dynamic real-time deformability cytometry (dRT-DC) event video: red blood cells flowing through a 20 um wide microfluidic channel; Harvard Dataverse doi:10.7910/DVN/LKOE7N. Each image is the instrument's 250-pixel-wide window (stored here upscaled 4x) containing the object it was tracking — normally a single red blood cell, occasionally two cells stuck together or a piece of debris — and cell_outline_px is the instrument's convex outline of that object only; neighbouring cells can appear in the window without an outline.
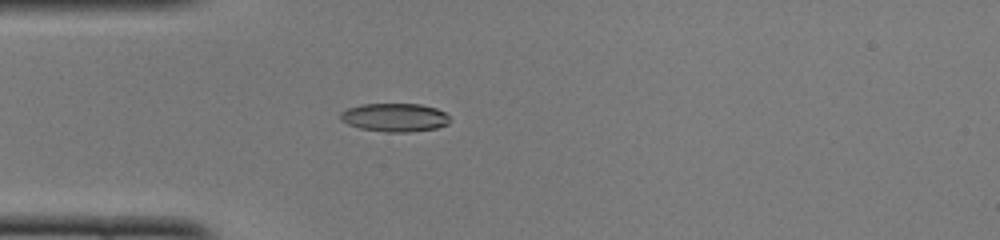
{"species": "common noctule bat (a hibernating species)", "species_latin": "Nyctalus noctula", "temperature_condition": "cold", "stored_images_in_passage": 48, "camera_frame_rate_fps": 3000, "um_per_image_px": 0.085, "animal": {"sex": "female", "body_mass_g": 22.0, "forearm_length_mm": 56.7}, "frame": {"image": 1, "passage_image": 13, "time_ms": 4.0, "image_size_px": [1000, 240], "cell_outline_px": [[448, 124], [436, 128], [408, 132], [388, 132], [360, 128], [348, 124], [340, 120], [340, 112], [348, 108], [360, 104], [420, 104], [436, 108], [444, 112], [448, 116]], "centroid_in_image_um": [33.52, 9.98], "position_along_channel_um": 51.5, "area_um2": 18.03}}
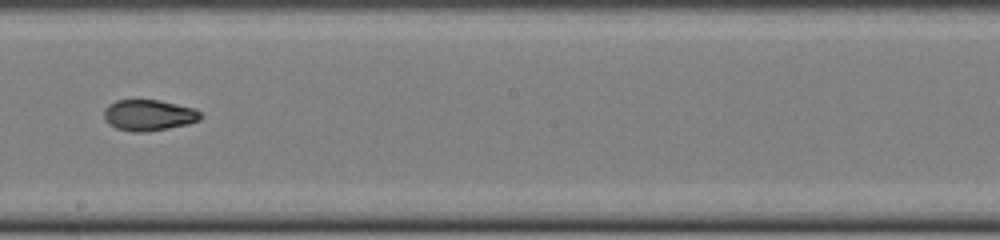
{"frame": {"image": 2, "passage_image": 27, "time_ms": 8.667, "image_size_px": [1000, 240], "cell_outline_px": [[200, 120], [188, 124], [168, 128], [144, 132], [132, 132], [116, 128], [108, 124], [104, 120], [104, 108], [108, 104], [116, 100], [160, 100], [196, 108], [200, 112]], "centroid_in_image_um": [12.62, 9.78], "position_along_channel_um": 235.6, "area_um2": 17.63}}
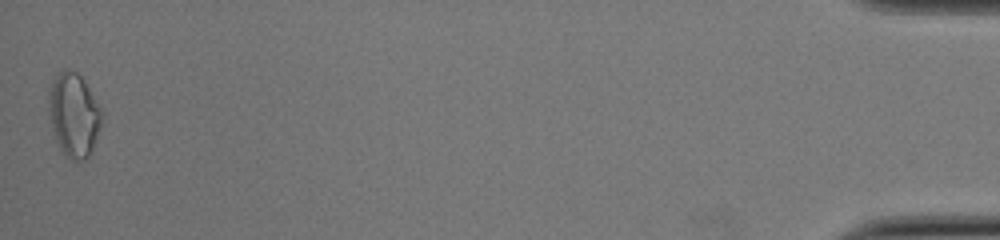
{"frame": {"image": 3, "passage_image": 48, "time_ms": 15.667, "image_size_px": [1000, 240], "cell_outline_px": [[100, 128], [92, 148], [88, 156], [84, 160], [72, 160], [60, 148], [56, 140], [48, 116], [48, 88], [56, 76], [64, 68], [68, 68], [76, 72], [84, 80], [100, 108]], "centroid_in_image_um": [6.23, 9.73], "position_along_channel_um": 429.0, "area_um2": 25.55}, "authors_computed_cell_mechanics": {"area_um2": 17.6579, "velocity_mm_per_s": 4.1028, "shape_relaxation_time_tau1_ms": null, "shape_relaxation_time_tau2_ms": 1.9294, "deformation_change_tau1": null, "deformation_change_tau2": 0.0628}}